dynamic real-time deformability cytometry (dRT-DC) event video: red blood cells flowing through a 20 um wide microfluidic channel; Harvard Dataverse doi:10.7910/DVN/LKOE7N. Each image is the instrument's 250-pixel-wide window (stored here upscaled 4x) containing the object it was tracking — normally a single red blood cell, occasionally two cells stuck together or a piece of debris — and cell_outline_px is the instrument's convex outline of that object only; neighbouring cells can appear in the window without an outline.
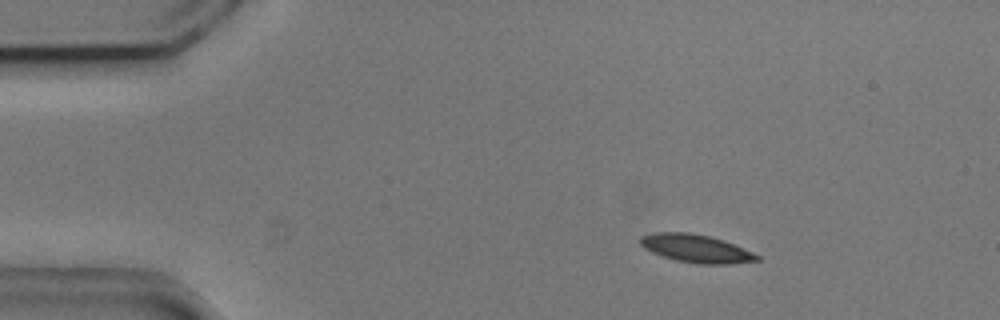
{"species": "common noctule bat (a hibernating species)", "species_latin": "Nyctalus noctula", "temperature_condition": "cold", "stored_images_in_passage": 54, "camera_frame_rate_fps": 3000, "um_per_image_px": 0.085, "animal": {"sex": "male", "body_mass_g": 20.5, "forearm_length_mm": 52.5}, "frame": {"image": 1, "passage_image": 8, "time_ms": 2.333, "image_size_px": [1000, 320], "cell_outline_px": [[760, 260], [732, 264], [700, 264], [676, 260], [652, 252], [644, 248], [640, 244], [640, 236], [652, 232], [688, 232], [712, 236], [724, 240], [752, 252], [760, 256]], "centroid_in_image_um": [59.16, 21.11], "position_along_channel_um": 25.8, "area_um2": 19.13}}
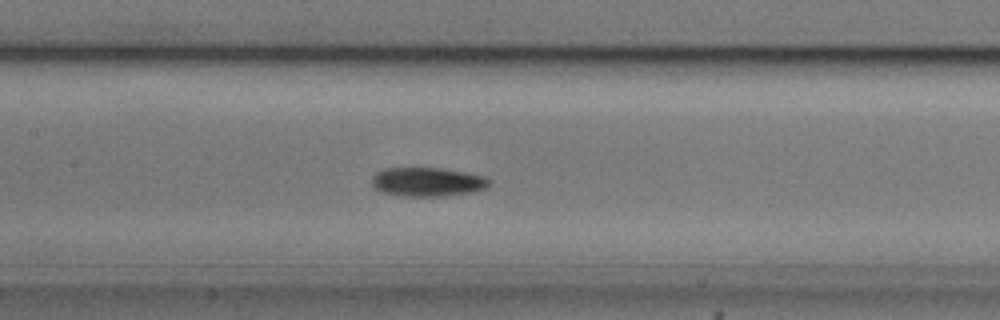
{"frame": {"image": 2, "passage_image": 25, "time_ms": 8.0, "image_size_px": [1000, 320], "cell_outline_px": [[492, 180], [488, 188], [476, 192], [444, 196], [404, 196], [384, 192], [376, 188], [372, 184], [372, 176], [376, 172], [384, 168], [440, 168], [464, 172], [484, 176]], "centroid_in_image_um": [36.39, 15.46], "position_along_channel_um": 171.0, "area_um2": 19.94}}
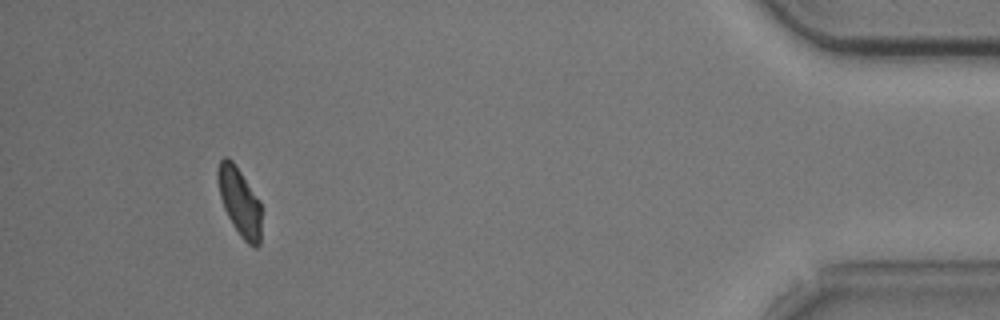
{"frame": {"image": 3, "passage_image": 50, "time_ms": 16.333, "image_size_px": [1000, 320], "cell_outline_px": [[260, 244], [256, 248], [252, 248], [240, 236], [232, 224], [224, 208], [220, 196], [216, 180], [216, 168], [220, 160], [224, 156], [228, 156], [232, 160], [260, 200]], "centroid_in_image_um": [20.34, 17.13], "position_along_channel_um": 414.9, "area_um2": 17.51}, "authors_computed_cell_mechanics": {"area_um2": 18.6116, "velocity_mm_per_s": 3.7097, "shape_relaxation_time_tau1_ms": 2.4873, "shape_relaxation_time_tau2_ms": 10.7708, "deformation_change_tau1": 0.1068, "deformation_change_tau2": 0.1406}}